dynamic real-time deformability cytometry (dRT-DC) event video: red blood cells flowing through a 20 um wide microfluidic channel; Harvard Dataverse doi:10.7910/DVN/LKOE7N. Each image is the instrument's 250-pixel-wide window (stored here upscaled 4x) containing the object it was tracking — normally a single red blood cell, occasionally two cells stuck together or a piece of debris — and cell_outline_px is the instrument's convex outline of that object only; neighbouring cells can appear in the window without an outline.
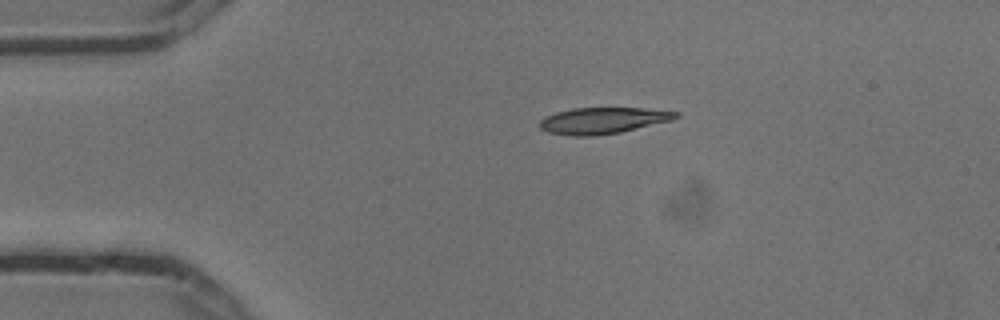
{"species": "common noctule bat (a hibernating species)", "species_latin": "Nyctalus noctula", "temperature_condition": "cold", "stored_images_in_passage": 2, "camera_frame_rate_fps": 3000, "um_per_image_px": 0.085, "animal": {"sex": "male", "body_mass_g": 13.3}, "frame": {"image": 1, "passage_image": 1, "time_ms": 0.0, "image_size_px": [1000, 320], "cell_outline_px": [[680, 116], [672, 120], [620, 132], [596, 136], [572, 136], [548, 132], [540, 128], [536, 124], [544, 116], [556, 112], [572, 108], [644, 108], [680, 112]], "centroid_in_image_um": [51.21, 10.24], "position_along_channel_um": 33.8, "area_um2": 21.04}}